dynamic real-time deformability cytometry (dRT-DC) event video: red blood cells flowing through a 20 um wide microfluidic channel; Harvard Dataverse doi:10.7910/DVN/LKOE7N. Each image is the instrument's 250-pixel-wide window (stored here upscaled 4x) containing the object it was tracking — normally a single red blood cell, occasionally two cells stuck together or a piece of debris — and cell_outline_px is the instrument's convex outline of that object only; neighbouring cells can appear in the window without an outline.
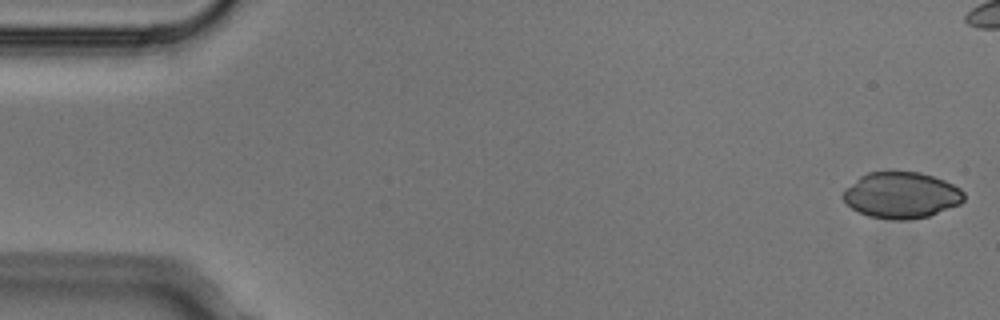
{"species": "Egyptian fruit bat (a non-hibernating species)", "species_latin": "Rousettus aegyptiacus", "temperature_condition": "cold", "stored_images_in_passage": 10, "segment_of_instrument_passage": [1, 2], "camera_frame_rate_fps": 3000, "um_per_image_px": 0.085, "animal": {"sex": "male"}, "frame": {"image": 1, "passage_image": 1, "time_ms": 0.0, "image_size_px": [1000, 320], "cell_outline_px": [[964, 200], [960, 204], [928, 216], [908, 220], [888, 220], [868, 216], [852, 208], [840, 196], [844, 188], [860, 176], [868, 172], [920, 172], [944, 180], [960, 188], [964, 192]], "centroid_in_image_um": [76.59, 16.59], "position_along_channel_um": 8.4, "area_um2": 32.66}}
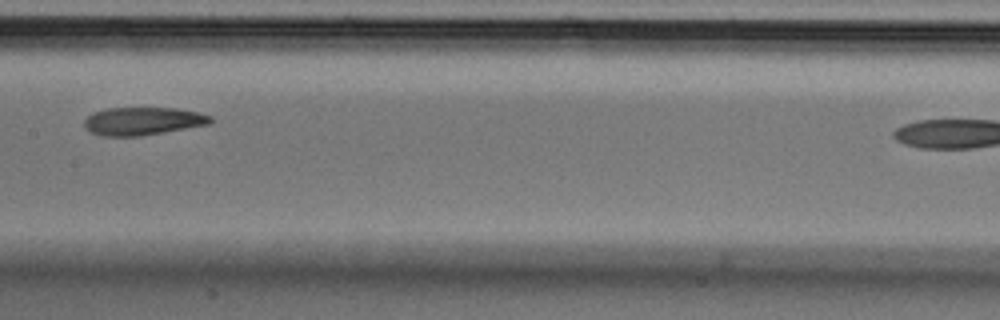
{"frame": {"image": 2, "passage_image": 9, "time_ms": 2.667, "image_size_px": [1000, 320], "cell_outline_px": [[212, 120], [208, 124], [164, 132], [140, 136], [100, 136], [88, 132], [84, 128], [84, 120], [92, 112], [108, 108], [176, 108], [200, 112], [212, 116]], "centroid_in_image_um": [12.09, 10.29], "position_along_channel_um": 195.3, "area_um2": 20.69}}